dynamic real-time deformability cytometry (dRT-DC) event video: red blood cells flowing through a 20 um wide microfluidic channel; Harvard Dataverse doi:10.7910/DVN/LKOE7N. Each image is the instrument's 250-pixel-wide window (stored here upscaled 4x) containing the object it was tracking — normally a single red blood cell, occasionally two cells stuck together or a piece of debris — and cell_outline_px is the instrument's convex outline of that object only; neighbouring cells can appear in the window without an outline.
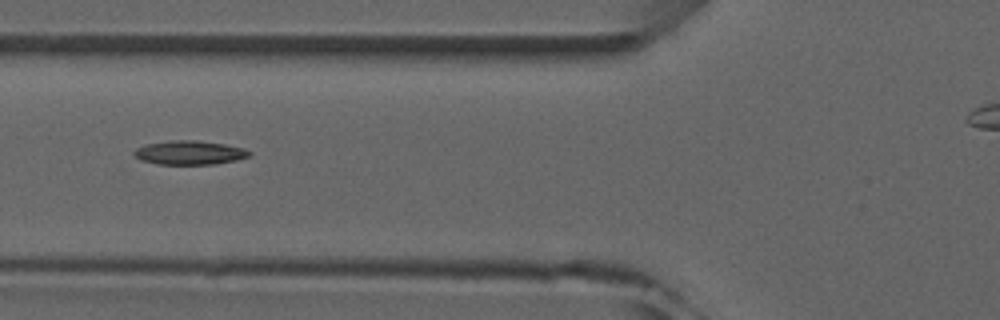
{"species": "common noctule bat (a hibernating species)", "species_latin": "Nyctalus noctula", "temperature_condition": "room temperature", "stored_images_in_passage": 6, "camera_frame_rate_fps": 3000, "um_per_image_px": 0.085, "animal": {"sex": "male", "forearm_length_mm": 52.5}, "frame": {"image": 1, "passage_image": 6, "time_ms": 5.667, "image_size_px": [1000, 320], "cell_outline_px": [[252, 156], [236, 160], [216, 164], [156, 164], [140, 160], [132, 152], [136, 148], [144, 144], [172, 140], [196, 140], [224, 144], [244, 148], [252, 152]], "centroid_in_image_um": [16.12, 12.97], "position_along_channel_um": 109.7, "area_um2": 16.24}}